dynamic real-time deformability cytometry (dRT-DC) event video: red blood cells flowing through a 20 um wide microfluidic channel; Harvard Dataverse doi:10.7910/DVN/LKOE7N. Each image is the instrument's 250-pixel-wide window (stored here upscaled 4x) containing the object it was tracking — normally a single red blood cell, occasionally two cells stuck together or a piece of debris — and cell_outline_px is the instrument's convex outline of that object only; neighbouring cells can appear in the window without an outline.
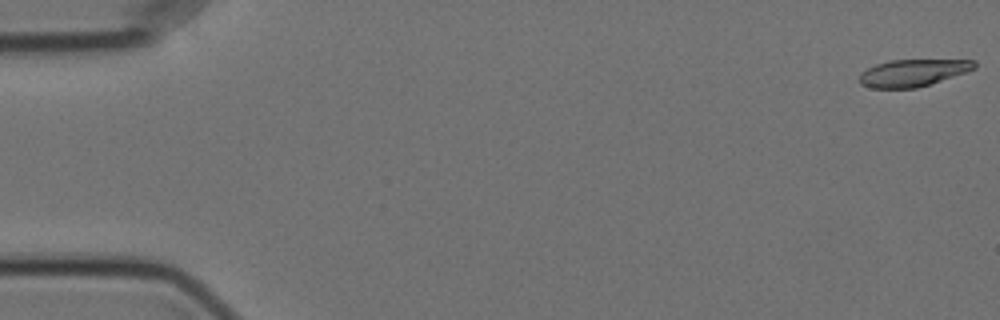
{"species": "Egyptian fruit bat (a non-hibernating species)", "species_latin": "Rousettus aegyptiacus", "temperature_condition": "cold", "stored_images_in_passage": 8, "camera_frame_rate_fps": 3000, "um_per_image_px": 0.085, "animal": {"sex": "female"}, "frame": {"image": 1, "passage_image": 1, "time_ms": 0.0, "image_size_px": [1000, 320], "cell_outline_px": [[976, 68], [916, 88], [872, 88], [860, 84], [860, 72], [876, 64], [888, 60], [976, 60]], "centroid_in_image_um": [77.55, 6.18], "position_along_channel_um": 7.5, "area_um2": 17.86}}